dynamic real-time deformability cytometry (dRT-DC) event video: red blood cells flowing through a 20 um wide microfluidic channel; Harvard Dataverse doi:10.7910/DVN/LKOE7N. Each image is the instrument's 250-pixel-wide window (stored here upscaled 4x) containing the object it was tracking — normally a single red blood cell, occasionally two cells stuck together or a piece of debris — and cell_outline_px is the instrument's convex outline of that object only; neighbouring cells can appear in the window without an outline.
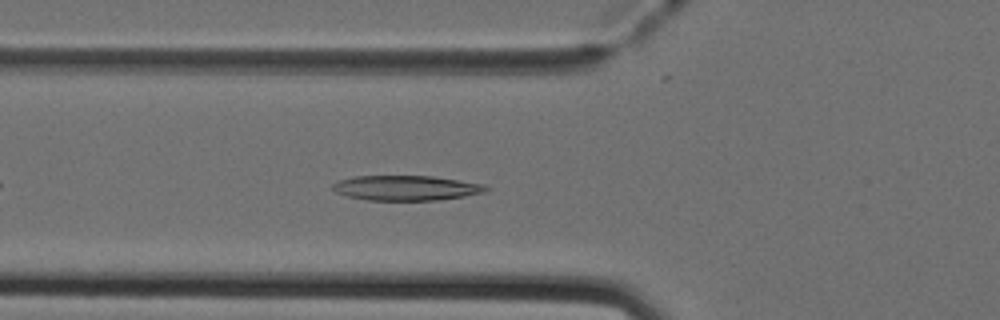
{"species": "Egyptian fruit bat (a non-hibernating species)", "species_latin": "Rousettus aegyptiacus", "temperature_condition": "cold", "stored_images_in_passage": 37, "camera_frame_rate_fps": 3000, "um_per_image_px": 0.085, "animal": {"sex": "female"}, "frame": {"image": 1, "passage_image": 13, "time_ms": 4.0, "image_size_px": [1000, 320], "cell_outline_px": [[464, 192], [452, 196], [416, 200], [388, 200], [380, 176], [416, 176], [448, 180], [464, 184]], "centroid_in_image_um": [35.63, 15.97], "position_along_channel_um": 90.2, "area_um2": 11.68}}
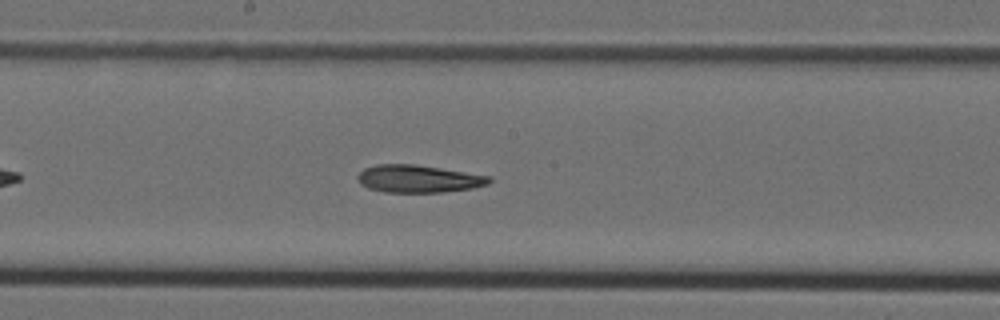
{"frame": {"image": 2, "passage_image": 22, "time_ms": 7.0, "image_size_px": [1000, 320], "cell_outline_px": [[484, 180], [476, 184], [460, 188], [384, 188], [376, 168], [428, 168], [452, 172]], "centroid_in_image_um": [36.01, 15.18], "position_along_channel_um": 212.2, "area_um2": 12.25}}
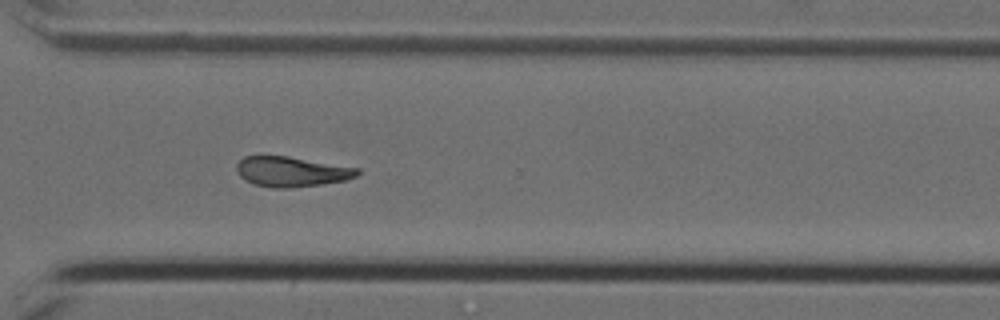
{"frame": {"image": 3, "passage_image": 32, "time_ms": 10.333, "image_size_px": [1000, 320], "cell_outline_px": [[356, 172], [348, 176], [336, 180], [308, 184], [264, 184], [252, 156], [276, 156]], "centroid_in_image_um": [25.12, 14.56], "position_along_channel_um": 345.5, "area_um2": 13.7}}